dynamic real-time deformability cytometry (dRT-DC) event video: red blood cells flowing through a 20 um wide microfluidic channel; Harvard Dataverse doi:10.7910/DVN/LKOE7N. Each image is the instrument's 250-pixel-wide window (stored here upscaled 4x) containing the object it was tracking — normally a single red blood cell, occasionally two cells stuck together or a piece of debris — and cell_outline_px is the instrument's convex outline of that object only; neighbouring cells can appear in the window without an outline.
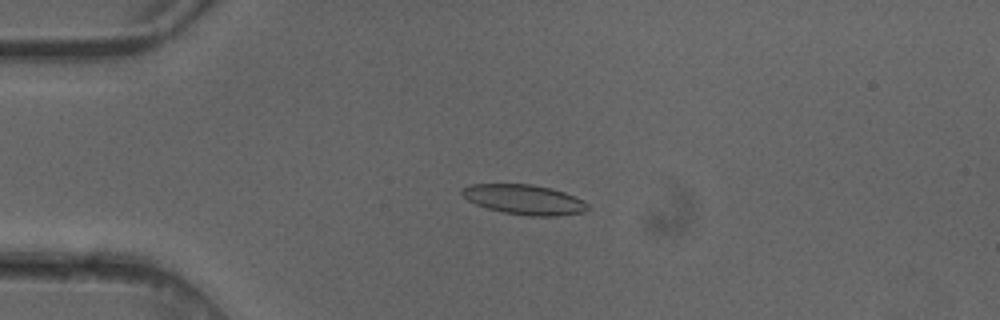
{"species": "common noctule bat (a hibernating species)", "species_latin": "Nyctalus noctula", "temperature_condition": "cold", "stored_images_in_passage": 4, "camera_frame_rate_fps": 3000, "um_per_image_px": 0.085, "animal": {"sex": "female"}, "frame": {"image": 1, "passage_image": 3, "time_ms": 0.667, "image_size_px": [1000, 320], "cell_outline_px": [[588, 208], [584, 212], [556, 216], [528, 216], [504, 212], [488, 208], [476, 204], [468, 200], [460, 192], [468, 184], [532, 184], [552, 188], [564, 192], [584, 200], [588, 204]], "centroid_in_image_um": [44.58, 16.96], "position_along_channel_um": 40.4, "area_um2": 21.85}}